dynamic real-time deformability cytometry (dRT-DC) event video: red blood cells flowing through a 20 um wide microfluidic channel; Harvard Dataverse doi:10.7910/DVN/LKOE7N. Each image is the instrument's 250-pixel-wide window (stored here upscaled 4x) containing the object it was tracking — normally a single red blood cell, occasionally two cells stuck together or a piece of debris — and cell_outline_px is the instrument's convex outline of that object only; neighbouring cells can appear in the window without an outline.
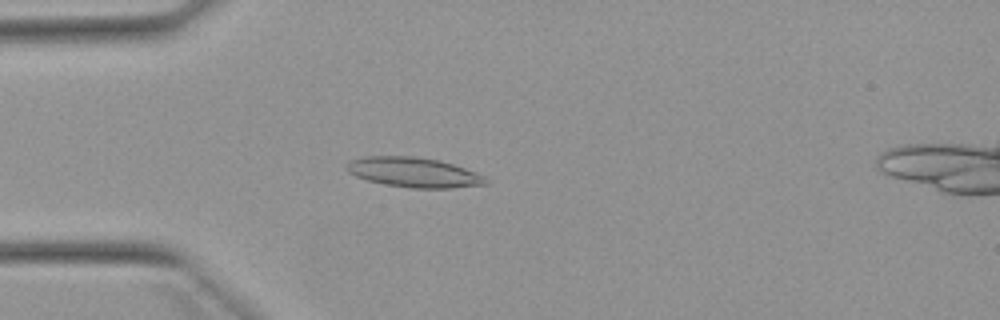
{"species": "Egyptian fruit bat (a non-hibernating species)", "species_latin": "Rousettus aegyptiacus", "temperature_condition": "warm", "stored_images_in_passage": 8, "camera_frame_rate_fps": 3000, "um_per_image_px": 0.085, "animal": {"sex": "female"}, "frame": {"image": 1, "passage_image": 3, "time_ms": 0.667, "image_size_px": [1000, 320], "cell_outline_px": [[488, 184], [452, 188], [412, 188], [384, 184], [368, 180], [356, 176], [348, 172], [348, 164], [352, 160], [364, 156], [416, 156], [440, 160], [476, 172], [484, 176], [488, 180]], "centroid_in_image_um": [35.21, 14.65], "position_along_channel_um": 49.8, "area_um2": 24.1}}
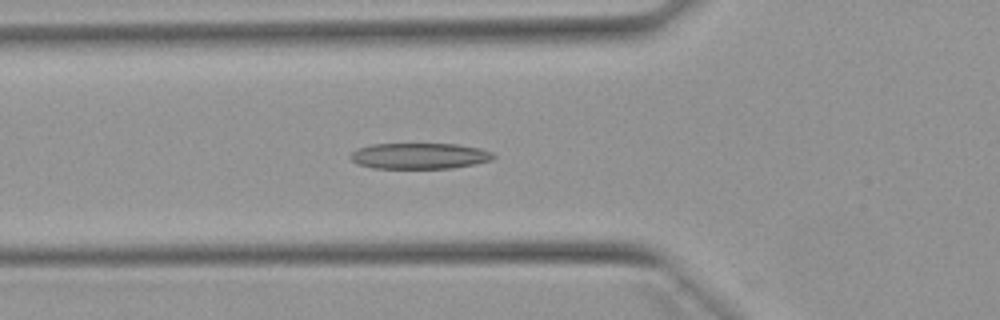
{"frame": {"image": 2, "passage_image": 7, "time_ms": 2.0, "image_size_px": [1000, 320], "cell_outline_px": [[496, 156], [492, 160], [476, 164], [452, 168], [372, 168], [356, 164], [348, 156], [352, 152], [360, 148], [372, 144], [456, 144], [480, 148], [492, 152]], "centroid_in_image_um": [35.67, 13.26], "position_along_channel_um": 90.1, "area_um2": 21.68}}